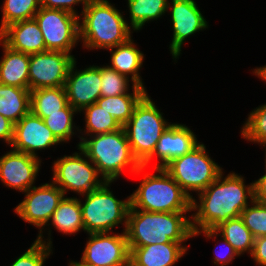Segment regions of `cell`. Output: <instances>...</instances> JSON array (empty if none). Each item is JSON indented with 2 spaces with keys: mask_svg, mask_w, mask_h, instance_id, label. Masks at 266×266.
<instances>
[{
  "mask_svg": "<svg viewBox=\"0 0 266 266\" xmlns=\"http://www.w3.org/2000/svg\"><path fill=\"white\" fill-rule=\"evenodd\" d=\"M223 171L205 190L199 192L198 200L191 201L192 231L214 230L221 223L239 217L241 212L254 200L253 182L245 185L240 174L230 172L223 176ZM250 201V202H248Z\"/></svg>",
  "mask_w": 266,
  "mask_h": 266,
  "instance_id": "6da1fadb",
  "label": "cell"
},
{
  "mask_svg": "<svg viewBox=\"0 0 266 266\" xmlns=\"http://www.w3.org/2000/svg\"><path fill=\"white\" fill-rule=\"evenodd\" d=\"M187 212H149L129 208L125 234L128 247L169 242L183 243L193 237Z\"/></svg>",
  "mask_w": 266,
  "mask_h": 266,
  "instance_id": "7a4b0ae2",
  "label": "cell"
},
{
  "mask_svg": "<svg viewBox=\"0 0 266 266\" xmlns=\"http://www.w3.org/2000/svg\"><path fill=\"white\" fill-rule=\"evenodd\" d=\"M122 13L109 0H90L79 15L82 46L89 50H107L125 43L133 31Z\"/></svg>",
  "mask_w": 266,
  "mask_h": 266,
  "instance_id": "3957f363",
  "label": "cell"
},
{
  "mask_svg": "<svg viewBox=\"0 0 266 266\" xmlns=\"http://www.w3.org/2000/svg\"><path fill=\"white\" fill-rule=\"evenodd\" d=\"M79 138L77 146L93 162L105 181L116 182L128 167L130 174L134 175L142 166L132 153L123 127L110 133Z\"/></svg>",
  "mask_w": 266,
  "mask_h": 266,
  "instance_id": "277c9868",
  "label": "cell"
},
{
  "mask_svg": "<svg viewBox=\"0 0 266 266\" xmlns=\"http://www.w3.org/2000/svg\"><path fill=\"white\" fill-rule=\"evenodd\" d=\"M152 169L156 174L146 173L144 166L134 174H142L143 178L135 192L130 195V207L149 212H192V199L180 185L164 168Z\"/></svg>",
  "mask_w": 266,
  "mask_h": 266,
  "instance_id": "5b68a950",
  "label": "cell"
},
{
  "mask_svg": "<svg viewBox=\"0 0 266 266\" xmlns=\"http://www.w3.org/2000/svg\"><path fill=\"white\" fill-rule=\"evenodd\" d=\"M148 95L139 101L123 126L132 153L141 165L153 154L162 133L172 124Z\"/></svg>",
  "mask_w": 266,
  "mask_h": 266,
  "instance_id": "8992f818",
  "label": "cell"
},
{
  "mask_svg": "<svg viewBox=\"0 0 266 266\" xmlns=\"http://www.w3.org/2000/svg\"><path fill=\"white\" fill-rule=\"evenodd\" d=\"M111 184L106 181L101 187L81 195L85 197L84 202L79 199L85 233L113 232L112 229L120 224H123L125 231L131 206L130 195L125 200L115 198L109 188Z\"/></svg>",
  "mask_w": 266,
  "mask_h": 266,
  "instance_id": "52a82bcc",
  "label": "cell"
},
{
  "mask_svg": "<svg viewBox=\"0 0 266 266\" xmlns=\"http://www.w3.org/2000/svg\"><path fill=\"white\" fill-rule=\"evenodd\" d=\"M206 151V146L200 142L189 153L172 159L163 167L191 199V191L198 194L205 190L223 171Z\"/></svg>",
  "mask_w": 266,
  "mask_h": 266,
  "instance_id": "ba28073f",
  "label": "cell"
},
{
  "mask_svg": "<svg viewBox=\"0 0 266 266\" xmlns=\"http://www.w3.org/2000/svg\"><path fill=\"white\" fill-rule=\"evenodd\" d=\"M77 150L79 152L57 158L52 164L51 180L65 195L69 190L84 195L106 182L84 151L79 146Z\"/></svg>",
  "mask_w": 266,
  "mask_h": 266,
  "instance_id": "9c48e42d",
  "label": "cell"
},
{
  "mask_svg": "<svg viewBox=\"0 0 266 266\" xmlns=\"http://www.w3.org/2000/svg\"><path fill=\"white\" fill-rule=\"evenodd\" d=\"M24 200L20 202L14 212L25 222L38 228L40 231L35 239L38 242L47 244L52 247L51 230L48 232V238H44L43 229L52 217L58 204L65 197L64 192L52 181L40 186H33L24 192ZM44 238V239H43Z\"/></svg>",
  "mask_w": 266,
  "mask_h": 266,
  "instance_id": "30bf717a",
  "label": "cell"
},
{
  "mask_svg": "<svg viewBox=\"0 0 266 266\" xmlns=\"http://www.w3.org/2000/svg\"><path fill=\"white\" fill-rule=\"evenodd\" d=\"M34 18L43 34L46 50L72 53L79 42V16L41 6Z\"/></svg>",
  "mask_w": 266,
  "mask_h": 266,
  "instance_id": "8fae6325",
  "label": "cell"
},
{
  "mask_svg": "<svg viewBox=\"0 0 266 266\" xmlns=\"http://www.w3.org/2000/svg\"><path fill=\"white\" fill-rule=\"evenodd\" d=\"M88 234L81 260L68 266H129L130 251L125 231Z\"/></svg>",
  "mask_w": 266,
  "mask_h": 266,
  "instance_id": "7c38bea8",
  "label": "cell"
},
{
  "mask_svg": "<svg viewBox=\"0 0 266 266\" xmlns=\"http://www.w3.org/2000/svg\"><path fill=\"white\" fill-rule=\"evenodd\" d=\"M74 55L61 51H44L30 55L29 90L64 86Z\"/></svg>",
  "mask_w": 266,
  "mask_h": 266,
  "instance_id": "4fadbf2b",
  "label": "cell"
},
{
  "mask_svg": "<svg viewBox=\"0 0 266 266\" xmlns=\"http://www.w3.org/2000/svg\"><path fill=\"white\" fill-rule=\"evenodd\" d=\"M169 9L171 12L170 21L173 25V37L169 50L173 60L176 62L186 39L196 32L208 28V22L202 15L203 13L198 8L195 0H171V2H168L167 10Z\"/></svg>",
  "mask_w": 266,
  "mask_h": 266,
  "instance_id": "5bb4252c",
  "label": "cell"
},
{
  "mask_svg": "<svg viewBox=\"0 0 266 266\" xmlns=\"http://www.w3.org/2000/svg\"><path fill=\"white\" fill-rule=\"evenodd\" d=\"M40 157L11 149L0 157V180L6 187L26 192L35 186L41 166Z\"/></svg>",
  "mask_w": 266,
  "mask_h": 266,
  "instance_id": "9a60e30c",
  "label": "cell"
},
{
  "mask_svg": "<svg viewBox=\"0 0 266 266\" xmlns=\"http://www.w3.org/2000/svg\"><path fill=\"white\" fill-rule=\"evenodd\" d=\"M76 59L72 63L65 82L68 103L80 112L101 97V66L90 65L76 69Z\"/></svg>",
  "mask_w": 266,
  "mask_h": 266,
  "instance_id": "2e32d148",
  "label": "cell"
},
{
  "mask_svg": "<svg viewBox=\"0 0 266 266\" xmlns=\"http://www.w3.org/2000/svg\"><path fill=\"white\" fill-rule=\"evenodd\" d=\"M59 143L61 144L44 120L30 111L14 125L10 146L16 151L38 157V150H45Z\"/></svg>",
  "mask_w": 266,
  "mask_h": 266,
  "instance_id": "e0dca14e",
  "label": "cell"
},
{
  "mask_svg": "<svg viewBox=\"0 0 266 266\" xmlns=\"http://www.w3.org/2000/svg\"><path fill=\"white\" fill-rule=\"evenodd\" d=\"M197 135L186 125L172 123L159 138L153 154L142 164L146 169L147 166L158 158L152 168H163L172 159L189 153L200 142ZM152 160V161H151Z\"/></svg>",
  "mask_w": 266,
  "mask_h": 266,
  "instance_id": "ac0fdd59",
  "label": "cell"
},
{
  "mask_svg": "<svg viewBox=\"0 0 266 266\" xmlns=\"http://www.w3.org/2000/svg\"><path fill=\"white\" fill-rule=\"evenodd\" d=\"M0 40L10 49L28 55L47 51L43 34L35 18L8 25L0 32Z\"/></svg>",
  "mask_w": 266,
  "mask_h": 266,
  "instance_id": "d6986e66",
  "label": "cell"
},
{
  "mask_svg": "<svg viewBox=\"0 0 266 266\" xmlns=\"http://www.w3.org/2000/svg\"><path fill=\"white\" fill-rule=\"evenodd\" d=\"M185 243L169 242L128 247L129 266H174L188 251Z\"/></svg>",
  "mask_w": 266,
  "mask_h": 266,
  "instance_id": "ffe728a7",
  "label": "cell"
},
{
  "mask_svg": "<svg viewBox=\"0 0 266 266\" xmlns=\"http://www.w3.org/2000/svg\"><path fill=\"white\" fill-rule=\"evenodd\" d=\"M136 45L131 37L125 43L107 49L111 52V64L108 66L120 74L125 75L127 78H130L132 85L146 89L139 73L143 66L145 55Z\"/></svg>",
  "mask_w": 266,
  "mask_h": 266,
  "instance_id": "44dd1931",
  "label": "cell"
},
{
  "mask_svg": "<svg viewBox=\"0 0 266 266\" xmlns=\"http://www.w3.org/2000/svg\"><path fill=\"white\" fill-rule=\"evenodd\" d=\"M201 233L206 236L205 238L207 239H215L214 241H216L217 236H221L232 245V247L240 256L245 252H248L250 255L252 253L254 237L252 236L249 229L244 225V222L240 216L231 218L226 222L221 223L214 230L203 229L193 232V237H195L196 235L198 236Z\"/></svg>",
  "mask_w": 266,
  "mask_h": 266,
  "instance_id": "7402d4cb",
  "label": "cell"
},
{
  "mask_svg": "<svg viewBox=\"0 0 266 266\" xmlns=\"http://www.w3.org/2000/svg\"><path fill=\"white\" fill-rule=\"evenodd\" d=\"M3 57L0 60V83L29 89L30 55L10 49L1 40Z\"/></svg>",
  "mask_w": 266,
  "mask_h": 266,
  "instance_id": "603a6c76",
  "label": "cell"
},
{
  "mask_svg": "<svg viewBox=\"0 0 266 266\" xmlns=\"http://www.w3.org/2000/svg\"><path fill=\"white\" fill-rule=\"evenodd\" d=\"M51 222V224H50ZM53 226L58 232L72 235L81 230L84 231L82 208L76 197H64L58 204L56 210L47 226Z\"/></svg>",
  "mask_w": 266,
  "mask_h": 266,
  "instance_id": "cb8c5ba5",
  "label": "cell"
},
{
  "mask_svg": "<svg viewBox=\"0 0 266 266\" xmlns=\"http://www.w3.org/2000/svg\"><path fill=\"white\" fill-rule=\"evenodd\" d=\"M68 104L64 86L39 88L30 91V111L44 119L48 114L62 113Z\"/></svg>",
  "mask_w": 266,
  "mask_h": 266,
  "instance_id": "d4e9b609",
  "label": "cell"
},
{
  "mask_svg": "<svg viewBox=\"0 0 266 266\" xmlns=\"http://www.w3.org/2000/svg\"><path fill=\"white\" fill-rule=\"evenodd\" d=\"M132 92L127 94L100 97L97 104L109 112L123 127L133 114L135 106L147 94L145 88L132 85Z\"/></svg>",
  "mask_w": 266,
  "mask_h": 266,
  "instance_id": "484cf974",
  "label": "cell"
},
{
  "mask_svg": "<svg viewBox=\"0 0 266 266\" xmlns=\"http://www.w3.org/2000/svg\"><path fill=\"white\" fill-rule=\"evenodd\" d=\"M30 112V90L0 83V114L14 125Z\"/></svg>",
  "mask_w": 266,
  "mask_h": 266,
  "instance_id": "4316f807",
  "label": "cell"
},
{
  "mask_svg": "<svg viewBox=\"0 0 266 266\" xmlns=\"http://www.w3.org/2000/svg\"><path fill=\"white\" fill-rule=\"evenodd\" d=\"M169 0H127L130 28L140 31L145 23L166 14Z\"/></svg>",
  "mask_w": 266,
  "mask_h": 266,
  "instance_id": "83f0119b",
  "label": "cell"
},
{
  "mask_svg": "<svg viewBox=\"0 0 266 266\" xmlns=\"http://www.w3.org/2000/svg\"><path fill=\"white\" fill-rule=\"evenodd\" d=\"M84 112L85 137L117 131L122 128L118 121L100 105L94 103L84 107L79 113Z\"/></svg>",
  "mask_w": 266,
  "mask_h": 266,
  "instance_id": "f1b7e54d",
  "label": "cell"
},
{
  "mask_svg": "<svg viewBox=\"0 0 266 266\" xmlns=\"http://www.w3.org/2000/svg\"><path fill=\"white\" fill-rule=\"evenodd\" d=\"M0 32L8 25L34 18L41 7V0H4Z\"/></svg>",
  "mask_w": 266,
  "mask_h": 266,
  "instance_id": "f546056e",
  "label": "cell"
},
{
  "mask_svg": "<svg viewBox=\"0 0 266 266\" xmlns=\"http://www.w3.org/2000/svg\"><path fill=\"white\" fill-rule=\"evenodd\" d=\"M77 113L78 111L68 103L62 109V113L48 114L43 120L61 143H67L75 134L74 130L83 131V129H78L79 127H76L75 122H73Z\"/></svg>",
  "mask_w": 266,
  "mask_h": 266,
  "instance_id": "4dcf8cb0",
  "label": "cell"
},
{
  "mask_svg": "<svg viewBox=\"0 0 266 266\" xmlns=\"http://www.w3.org/2000/svg\"><path fill=\"white\" fill-rule=\"evenodd\" d=\"M241 137L266 147V104L254 108L242 126Z\"/></svg>",
  "mask_w": 266,
  "mask_h": 266,
  "instance_id": "1f68e13d",
  "label": "cell"
},
{
  "mask_svg": "<svg viewBox=\"0 0 266 266\" xmlns=\"http://www.w3.org/2000/svg\"><path fill=\"white\" fill-rule=\"evenodd\" d=\"M130 78L111 69L107 64L101 66V97L117 96L129 93Z\"/></svg>",
  "mask_w": 266,
  "mask_h": 266,
  "instance_id": "d6a6232c",
  "label": "cell"
},
{
  "mask_svg": "<svg viewBox=\"0 0 266 266\" xmlns=\"http://www.w3.org/2000/svg\"><path fill=\"white\" fill-rule=\"evenodd\" d=\"M251 204V205H250ZM240 214L252 236H266V204L253 200Z\"/></svg>",
  "mask_w": 266,
  "mask_h": 266,
  "instance_id": "836d02e7",
  "label": "cell"
},
{
  "mask_svg": "<svg viewBox=\"0 0 266 266\" xmlns=\"http://www.w3.org/2000/svg\"><path fill=\"white\" fill-rule=\"evenodd\" d=\"M52 248L35 240L30 248L14 260L10 266H44L45 261L53 253Z\"/></svg>",
  "mask_w": 266,
  "mask_h": 266,
  "instance_id": "e575fe53",
  "label": "cell"
},
{
  "mask_svg": "<svg viewBox=\"0 0 266 266\" xmlns=\"http://www.w3.org/2000/svg\"><path fill=\"white\" fill-rule=\"evenodd\" d=\"M90 0H41V6L47 9H61L79 16L75 5L82 4V10L87 6Z\"/></svg>",
  "mask_w": 266,
  "mask_h": 266,
  "instance_id": "d590c367",
  "label": "cell"
},
{
  "mask_svg": "<svg viewBox=\"0 0 266 266\" xmlns=\"http://www.w3.org/2000/svg\"><path fill=\"white\" fill-rule=\"evenodd\" d=\"M221 240L223 241V244L225 246L224 252L220 251V252H215V257L213 258V264H215L216 266H228V264H230L234 258L240 256L237 251L232 247V245L230 243H228L226 241V239L222 238L220 236ZM216 250V249H215ZM223 250V249H222Z\"/></svg>",
  "mask_w": 266,
  "mask_h": 266,
  "instance_id": "8d00e7d4",
  "label": "cell"
},
{
  "mask_svg": "<svg viewBox=\"0 0 266 266\" xmlns=\"http://www.w3.org/2000/svg\"><path fill=\"white\" fill-rule=\"evenodd\" d=\"M251 258L259 266H266V236L254 238Z\"/></svg>",
  "mask_w": 266,
  "mask_h": 266,
  "instance_id": "74e56055",
  "label": "cell"
},
{
  "mask_svg": "<svg viewBox=\"0 0 266 266\" xmlns=\"http://www.w3.org/2000/svg\"><path fill=\"white\" fill-rule=\"evenodd\" d=\"M14 124L0 114V139L9 146L13 139Z\"/></svg>",
  "mask_w": 266,
  "mask_h": 266,
  "instance_id": "f35d334b",
  "label": "cell"
},
{
  "mask_svg": "<svg viewBox=\"0 0 266 266\" xmlns=\"http://www.w3.org/2000/svg\"><path fill=\"white\" fill-rule=\"evenodd\" d=\"M254 200L266 204V164L265 175L253 182Z\"/></svg>",
  "mask_w": 266,
  "mask_h": 266,
  "instance_id": "ab89813d",
  "label": "cell"
},
{
  "mask_svg": "<svg viewBox=\"0 0 266 266\" xmlns=\"http://www.w3.org/2000/svg\"><path fill=\"white\" fill-rule=\"evenodd\" d=\"M253 70H254L253 74H255V76H258V78L264 80L266 83V65H264L262 67L261 66L257 67Z\"/></svg>",
  "mask_w": 266,
  "mask_h": 266,
  "instance_id": "60d3db41",
  "label": "cell"
}]
</instances>
